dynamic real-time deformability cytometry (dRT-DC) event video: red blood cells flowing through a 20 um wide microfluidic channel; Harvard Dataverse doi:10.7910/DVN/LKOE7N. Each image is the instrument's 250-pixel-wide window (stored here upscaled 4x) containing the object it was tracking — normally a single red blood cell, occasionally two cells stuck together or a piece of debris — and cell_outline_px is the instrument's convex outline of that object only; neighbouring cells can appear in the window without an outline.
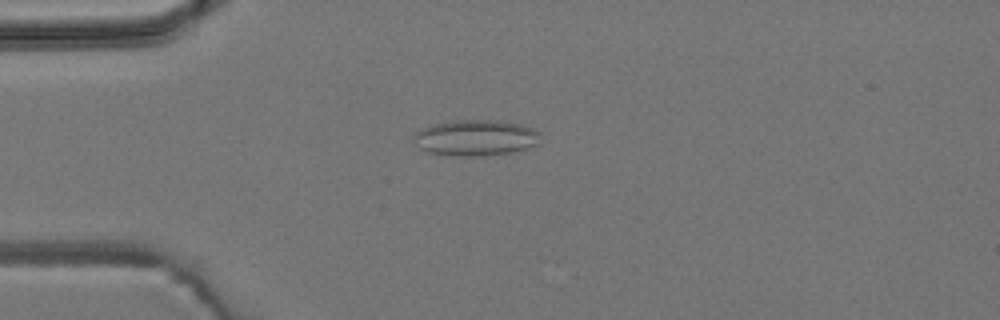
{"species": "common noctule bat (a hibernating species)", "species_latin": "Nyctalus noctula", "temperature_condition": "room temperature", "stored_images_in_passage": 3, "camera_frame_rate_fps": 3000, "um_per_image_px": 0.085, "animal": {"sex": "male", "body_mass_g": 19.2, "forearm_length_mm": 51.8}, "frame": {"image": 1, "passage_image": 3, "time_ms": 3.333, "image_size_px": [1000, 320], "cell_outline_px": [[540, 144], [528, 148], [512, 152], [484, 156], [456, 156], [428, 152], [420, 148], [412, 140], [412, 136], [416, 132], [424, 128], [436, 124], [452, 120], [496, 120], [520, 124], [532, 128], [540, 132]], "centroid_in_image_um": [40.46, 11.72], "position_along_channel_um": 44.5, "area_um2": 26.7}}